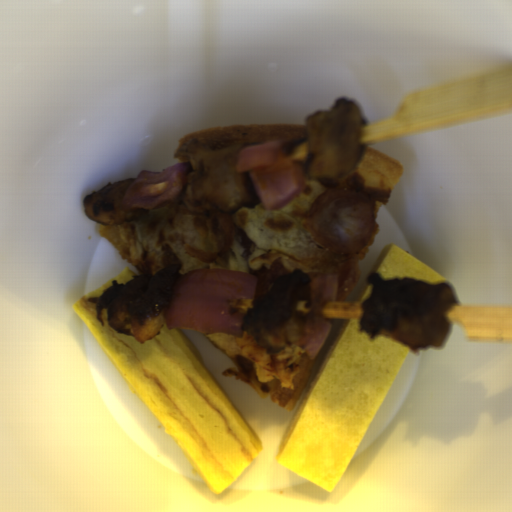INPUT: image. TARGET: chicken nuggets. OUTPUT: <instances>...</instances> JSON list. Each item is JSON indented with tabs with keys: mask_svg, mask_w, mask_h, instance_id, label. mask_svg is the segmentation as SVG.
Returning a JSON list of instances; mask_svg holds the SVG:
<instances>
[{
	"mask_svg": "<svg viewBox=\"0 0 512 512\" xmlns=\"http://www.w3.org/2000/svg\"><path fill=\"white\" fill-rule=\"evenodd\" d=\"M366 282L373 292L363 301L358 330L371 338L384 334L412 352L426 346H443L450 322L445 311L457 304L448 283L428 284L418 279L383 280L373 272Z\"/></svg>",
	"mask_w": 512,
	"mask_h": 512,
	"instance_id": "chicken-nuggets-1",
	"label": "chicken nuggets"
},
{
	"mask_svg": "<svg viewBox=\"0 0 512 512\" xmlns=\"http://www.w3.org/2000/svg\"><path fill=\"white\" fill-rule=\"evenodd\" d=\"M313 279L302 269L279 276L264 297L249 308L242 331L251 334L267 355L305 344L324 329L314 309Z\"/></svg>",
	"mask_w": 512,
	"mask_h": 512,
	"instance_id": "chicken-nuggets-2",
	"label": "chicken nuggets"
},
{
	"mask_svg": "<svg viewBox=\"0 0 512 512\" xmlns=\"http://www.w3.org/2000/svg\"><path fill=\"white\" fill-rule=\"evenodd\" d=\"M183 267L172 264L156 274L132 275L125 284L118 280L100 296L88 297L94 303L97 320L104 326L103 310L110 329L132 336L145 343L160 334L166 320V310L176 281Z\"/></svg>",
	"mask_w": 512,
	"mask_h": 512,
	"instance_id": "chicken-nuggets-3",
	"label": "chicken nuggets"
},
{
	"mask_svg": "<svg viewBox=\"0 0 512 512\" xmlns=\"http://www.w3.org/2000/svg\"><path fill=\"white\" fill-rule=\"evenodd\" d=\"M242 148L241 143H235L208 149L188 139L180 145L172 158H187L193 168L187 176L185 198L192 204L206 202L229 213L262 203L248 171L236 170Z\"/></svg>",
	"mask_w": 512,
	"mask_h": 512,
	"instance_id": "chicken-nuggets-4",
	"label": "chicken nuggets"
},
{
	"mask_svg": "<svg viewBox=\"0 0 512 512\" xmlns=\"http://www.w3.org/2000/svg\"><path fill=\"white\" fill-rule=\"evenodd\" d=\"M305 121L310 153L308 177L345 175L362 160V114L352 98L339 96L330 108L309 114Z\"/></svg>",
	"mask_w": 512,
	"mask_h": 512,
	"instance_id": "chicken-nuggets-5",
	"label": "chicken nuggets"
},
{
	"mask_svg": "<svg viewBox=\"0 0 512 512\" xmlns=\"http://www.w3.org/2000/svg\"><path fill=\"white\" fill-rule=\"evenodd\" d=\"M134 180L136 179L119 180L85 195L84 212L87 218L102 225L117 226L134 221L148 213L150 209L138 208L134 212H127L123 207V197Z\"/></svg>",
	"mask_w": 512,
	"mask_h": 512,
	"instance_id": "chicken-nuggets-6",
	"label": "chicken nuggets"
}]
</instances>
